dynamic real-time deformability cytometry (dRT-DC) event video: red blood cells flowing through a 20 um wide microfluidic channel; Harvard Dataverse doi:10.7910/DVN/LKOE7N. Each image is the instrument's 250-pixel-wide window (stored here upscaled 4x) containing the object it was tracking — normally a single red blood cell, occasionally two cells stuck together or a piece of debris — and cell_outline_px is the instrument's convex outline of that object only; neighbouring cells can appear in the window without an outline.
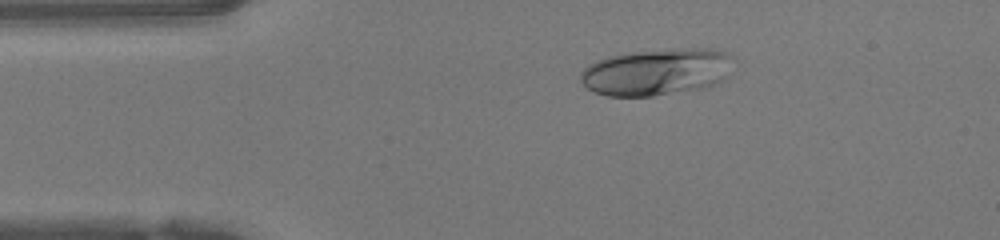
{"species": "human", "species_latin": "Homo sapiens", "temperature_condition": "warm", "stored_images_in_passage": 47, "camera_frame_rate_fps": 3000, "um_per_image_px": 0.085, "donor": {"sex": "female"}, "frame": {"image": 1, "passage_image": 8, "time_ms": 2.333, "image_size_px": [1000, 240], "cell_outline_px": [[732, 56], [728, 76], [724, 80], [700, 88], [652, 96], [608, 96], [596, 92], [588, 88], [580, 80], [580, 72], [588, 64], [596, 60], [608, 56], [636, 52], [680, 48], [712, 48], [728, 52]], "centroid_in_image_um": [55.81, 6.1], "position_along_channel_um": 29.2, "area_um2": 41.56}}
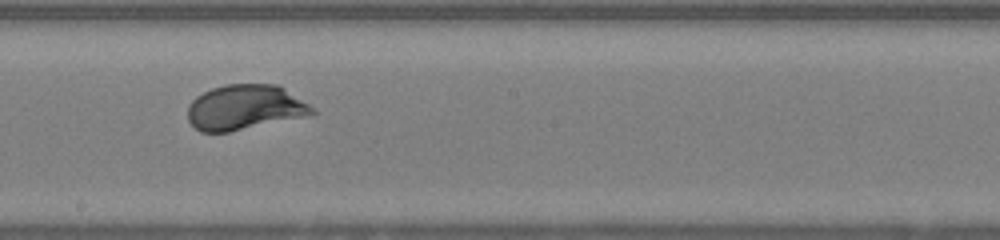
{"frame": {"image": 2, "passage_image": 25, "time_ms": 8.0, "image_size_px": [1000, 240], "cell_outline_px": [[316, 116], [228, 132], [200, 132], [188, 120], [188, 104], [196, 96], [212, 88], [224, 84], [276, 84], [284, 88], [308, 104], [316, 112]], "centroid_in_image_um": [20.85, 9.14], "position_along_channel_um": 227.3, "area_um2": 33.18}}
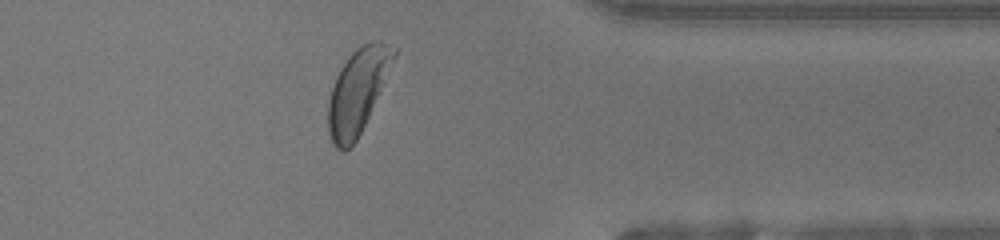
{"frame": {"image": 3, "passage_image": 37, "time_ms": 12.0, "image_size_px": [1000, 240], "cell_outline_px": [[400, 48], [368, 116], [356, 140], [344, 152], [336, 148], [332, 144], [328, 132], [328, 100], [336, 76], [340, 68], [348, 56], [356, 48], [372, 40], [380, 40]], "centroid_in_image_um": [30.4, 7.69], "position_along_channel_um": 381.0, "area_um2": 32.08}, "authors_computed_cell_mechanics": {"area_um2": 34.5066, "velocity_mm_per_s": 4.2206, "shape_relaxation_time_tau1_ms": 2.73, "shape_relaxation_time_tau2_ms": null, "deformation_change_tau1": 0.1972, "deformation_change_tau2": null}}